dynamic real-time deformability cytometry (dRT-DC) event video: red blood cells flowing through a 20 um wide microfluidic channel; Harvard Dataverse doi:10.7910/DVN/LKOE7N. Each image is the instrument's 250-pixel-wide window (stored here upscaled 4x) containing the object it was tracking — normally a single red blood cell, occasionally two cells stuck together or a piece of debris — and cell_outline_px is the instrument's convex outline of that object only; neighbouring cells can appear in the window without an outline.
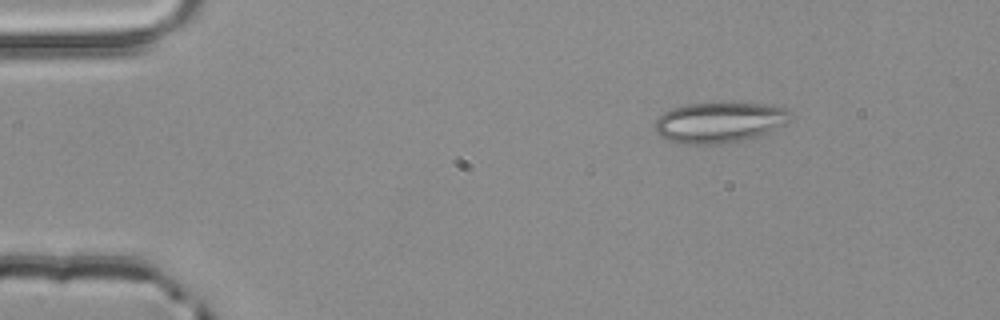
{"species": "common noctule bat (a hibernating species)", "species_latin": "Nyctalus noctula", "temperature_condition": "room temperature", "stored_images_in_passage": 3, "camera_frame_rate_fps": 3000, "um_per_image_px": 0.085, "animal": {"sex": "male", "body_mass_g": 20.4}, "frame": {"image": 1, "passage_image": 1, "time_ms": 0.0, "image_size_px": [1000, 320], "cell_outline_px": [[792, 116], [788, 124], [760, 136], [744, 140], [724, 144], [680, 144], [664, 140], [656, 132], [656, 120], [664, 112], [672, 108], [684, 104], [724, 100], [780, 104], [792, 112]], "centroid_in_image_um": [61.25, 10.35], "position_along_channel_um": 23.8, "area_um2": 33.93}}
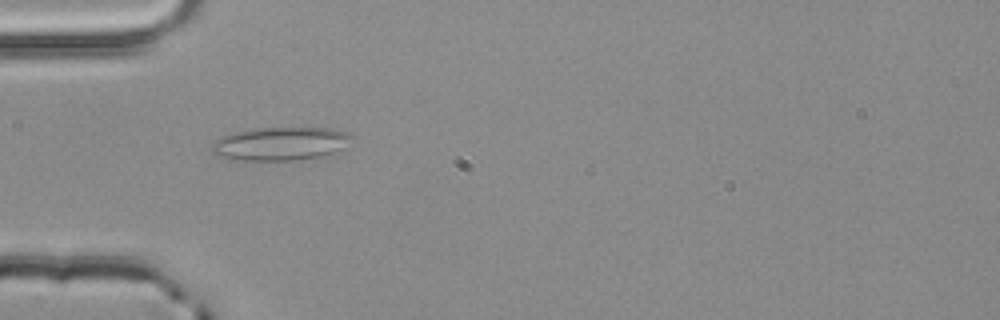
{"frame": {"image": 2, "passage_image": 3, "time_ms": 0.667, "image_size_px": [1000, 320], "cell_outline_px": [[352, 136], [336, 152], [320, 156], [292, 160], [232, 160], [216, 156], [212, 152], [212, 144], [216, 140], [224, 136], [240, 132], [264, 128], [332, 128], [348, 132]], "centroid_in_image_um": [23.81, 12.23], "position_along_channel_um": 61.2, "area_um2": 26.59}}